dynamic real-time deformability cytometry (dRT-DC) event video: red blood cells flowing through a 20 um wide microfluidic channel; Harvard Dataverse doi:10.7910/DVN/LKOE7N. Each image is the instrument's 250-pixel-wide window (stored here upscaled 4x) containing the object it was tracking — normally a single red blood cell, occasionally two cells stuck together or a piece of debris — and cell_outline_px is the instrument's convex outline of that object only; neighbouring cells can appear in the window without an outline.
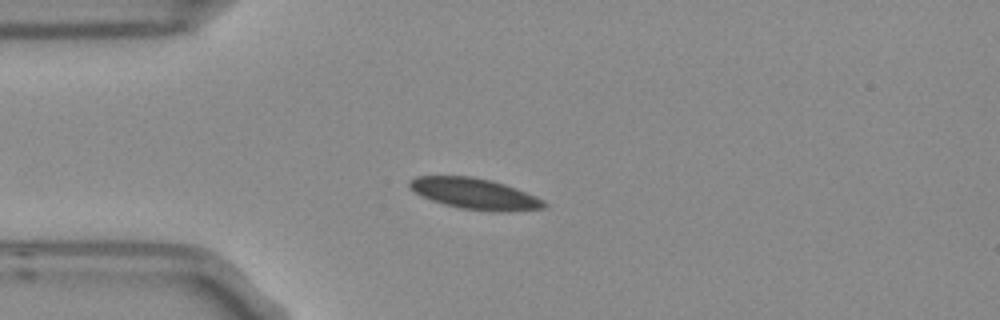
{"species": "Egyptian fruit bat (a non-hibernating species)", "species_latin": "Rousettus aegyptiacus", "temperature_condition": "room temperature", "stored_images_in_passage": 6, "camera_frame_rate_fps": 3000, "um_per_image_px": 0.085, "frame": {"image": 1, "passage_image": 3, "time_ms": 0.667, "image_size_px": [1000, 320], "cell_outline_px": [[548, 204], [544, 208], [508, 212], [492, 212], [460, 208], [444, 204], [420, 196], [412, 192], [408, 188], [408, 180], [416, 176], [472, 176], [504, 184], [516, 188], [536, 196], [544, 200]], "centroid_in_image_um": [40.32, 16.47], "position_along_channel_um": 44.7, "area_um2": 24.57}}
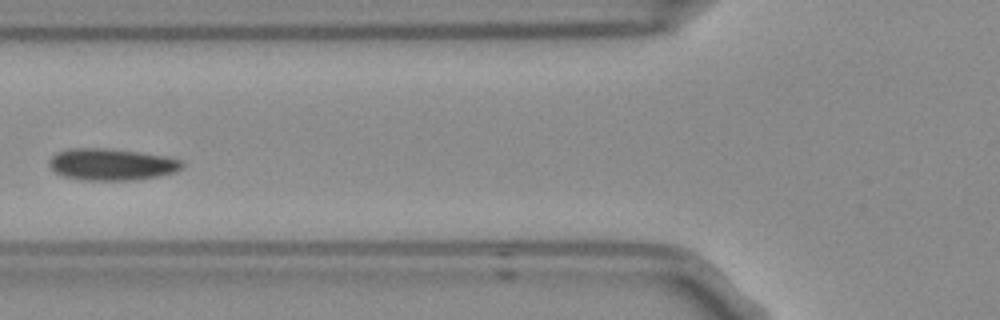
{"frame": {"image": 2, "passage_image": 5, "time_ms": 1.333, "image_size_px": [1000, 320], "cell_outline_px": [[184, 164], [176, 172], [160, 176], [136, 180], [84, 180], [64, 176], [56, 172], [48, 164], [48, 160], [56, 152], [68, 148], [112, 148], [164, 156], [180, 160]], "centroid_in_image_um": [9.46, 13.97], "position_along_channel_um": 116.3, "area_um2": 24.68}}